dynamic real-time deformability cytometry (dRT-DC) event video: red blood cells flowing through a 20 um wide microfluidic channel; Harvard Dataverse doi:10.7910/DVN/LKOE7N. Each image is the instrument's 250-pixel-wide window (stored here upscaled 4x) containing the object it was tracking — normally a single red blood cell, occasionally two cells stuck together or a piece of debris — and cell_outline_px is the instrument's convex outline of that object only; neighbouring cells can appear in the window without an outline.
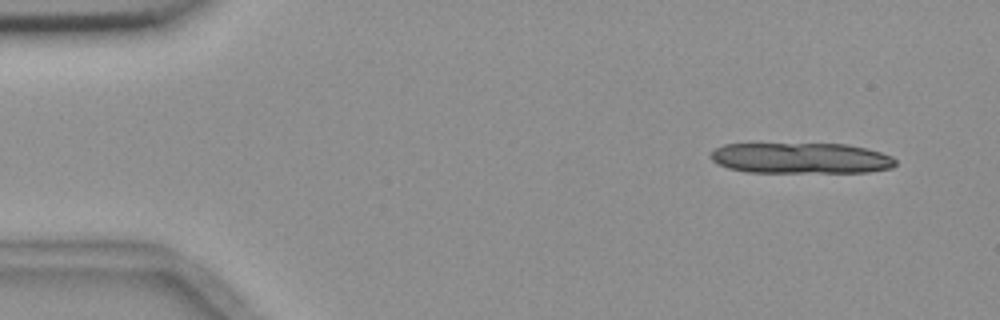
{"species": "common noctule bat (a hibernating species)", "species_latin": "Nyctalus noctula", "temperature_condition": "room temperature", "stored_images_in_passage": 8, "camera_frame_rate_fps": 3000, "um_per_image_px": 0.085, "animal": {"sex": "female", "body_mass_g": 18.4}, "frame": {"image": 1, "passage_image": 1, "time_ms": 0.0, "image_size_px": [1000, 320], "cell_outline_px": [[896, 164], [892, 168], [868, 172], [748, 172], [728, 168], [712, 160], [708, 156], [716, 148], [724, 144], [848, 144], [880, 152], [892, 156], [896, 160]], "centroid_in_image_um": [68.09, 13.44], "position_along_channel_um": 16.9, "area_um2": 33.12}}
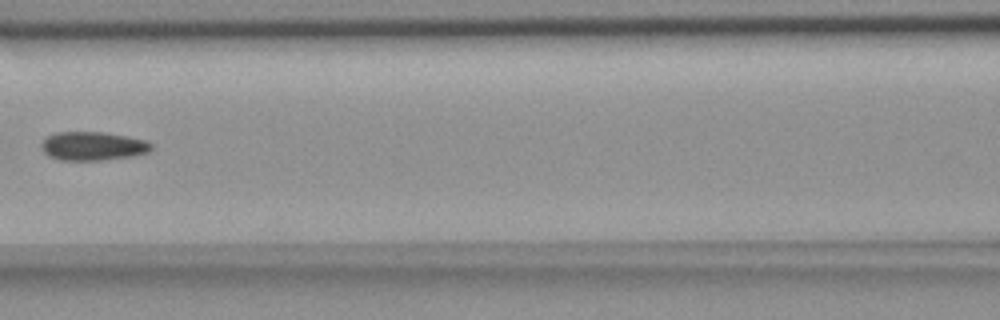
{"frame": {"image": 2, "passage_image": 7, "time_ms": 7.0, "image_size_px": [1000, 320], "cell_outline_px": [[152, 148], [148, 152], [132, 156], [100, 160], [60, 160], [48, 156], [44, 152], [40, 144], [48, 136], [56, 132], [104, 132], [128, 136], [148, 140], [152, 144]], "centroid_in_image_um": [7.91, 12.41], "position_along_channel_um": 158.7, "area_um2": 18.44}}
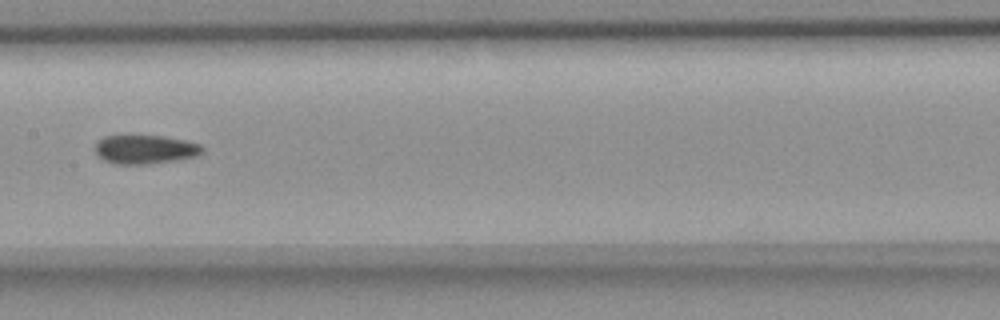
{"frame": {"image": 3, "passage_image": 8, "time_ms": 8.0, "image_size_px": [1000, 320], "cell_outline_px": [[204, 152], [196, 156], [176, 160], [148, 164], [112, 164], [104, 160], [96, 152], [96, 140], [104, 136], [124, 132], [164, 136], [188, 140], [200, 144], [204, 148]], "centroid_in_image_um": [12.31, 12.64], "position_along_channel_um": 195.1, "area_um2": 19.02}}